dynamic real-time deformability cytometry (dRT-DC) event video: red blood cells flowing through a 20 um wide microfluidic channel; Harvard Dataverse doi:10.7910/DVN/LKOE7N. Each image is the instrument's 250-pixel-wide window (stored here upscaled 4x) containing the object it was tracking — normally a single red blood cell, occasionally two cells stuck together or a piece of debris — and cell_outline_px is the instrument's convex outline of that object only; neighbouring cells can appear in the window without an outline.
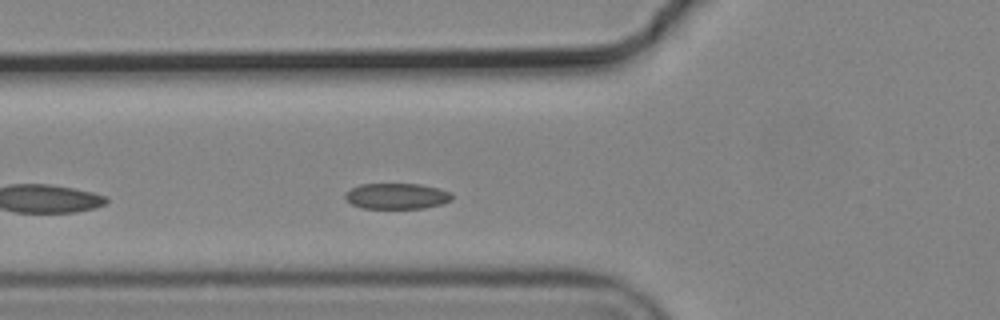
{"species": "common noctule bat (a hibernating species)", "species_latin": "Nyctalus noctula", "temperature_condition": "cold", "stored_images_in_passage": 4, "camera_frame_rate_fps": 3000, "um_per_image_px": 0.085, "animal": {"sex": "male", "body_mass_g": 19.2, "forearm_length_mm": 51.8}, "frame": {"image": 1, "passage_image": 4, "time_ms": 1.0, "image_size_px": [1000, 320], "cell_outline_px": [[452, 200], [444, 204], [424, 208], [364, 208], [352, 204], [344, 196], [352, 188], [360, 184], [420, 184], [436, 188], [448, 192], [452, 196]], "centroid_in_image_um": [33.75, 16.67], "position_along_channel_um": 92.1, "area_um2": 15.84}}